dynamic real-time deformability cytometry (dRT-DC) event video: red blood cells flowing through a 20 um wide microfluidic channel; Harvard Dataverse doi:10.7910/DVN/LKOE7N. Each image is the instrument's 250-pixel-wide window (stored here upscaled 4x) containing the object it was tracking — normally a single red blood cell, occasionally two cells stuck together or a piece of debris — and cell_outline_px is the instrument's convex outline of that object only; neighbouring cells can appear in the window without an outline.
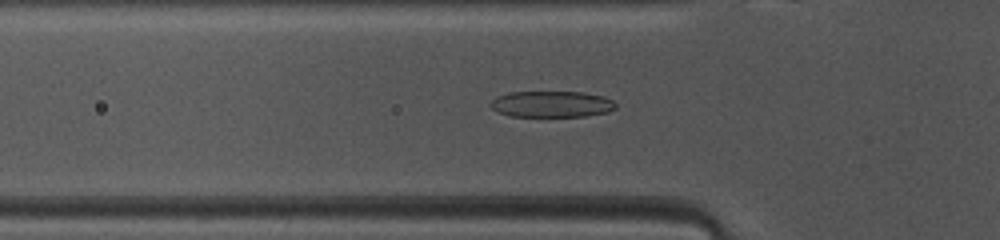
{"species": "common noctule bat (a hibernating species)", "species_latin": "Nyctalus noctula", "temperature_condition": "warm", "stored_images_in_passage": 47, "camera_frame_rate_fps": 3000, "um_per_image_px": 0.085, "animal": {"sex": "female", "body_mass_g": 10.0, "forearm_length_mm": 53.1}, "frame": {"image": 1, "passage_image": 14, "time_ms": 4.333, "image_size_px": [1000, 240], "cell_outline_px": [[616, 108], [608, 112], [584, 116], [508, 116], [492, 108], [488, 104], [496, 96], [508, 92], [584, 92], [604, 96], [612, 100], [616, 104]], "centroid_in_image_um": [46.88, 8.84], "position_along_channel_um": 78.9, "area_um2": 19.19}}
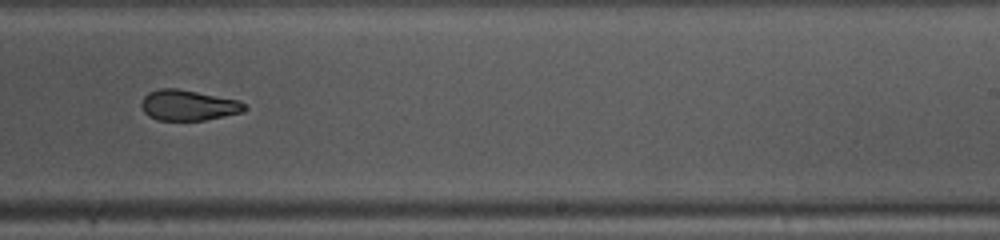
{"frame": {"image": 2, "passage_image": 28, "time_ms": 9.0, "image_size_px": [1000, 240], "cell_outline_px": [[248, 108], [244, 112], [204, 120], [156, 120], [148, 116], [144, 112], [140, 104], [144, 96], [148, 92], [160, 88], [176, 88], [240, 100]], "centroid_in_image_um": [16.0, 8.94], "position_along_channel_um": 273.0, "area_um2": 18.5}}
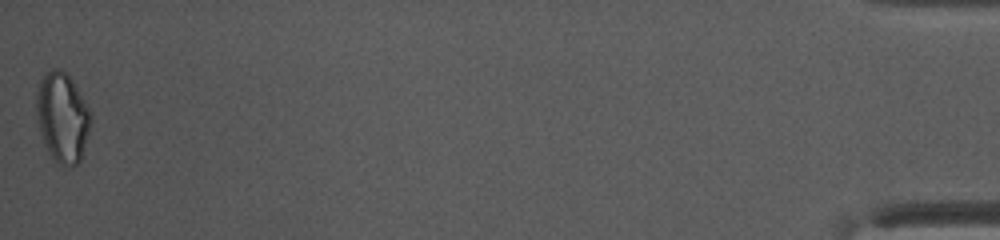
{"frame": {"image": 3, "passage_image": 47, "time_ms": 15.333, "image_size_px": [1000, 240], "cell_outline_px": [[92, 120], [80, 160], [76, 164], [64, 168], [48, 152], [44, 144], [40, 132], [36, 112], [36, 96], [40, 80], [52, 68], [60, 68], [68, 72], [92, 112]], "centroid_in_image_um": [5.32, 9.94], "position_along_channel_um": 429.9, "area_um2": 28.61}, "authors_computed_cell_mechanics": {"area_um2": 19.8254, "velocity_mm_per_s": 4.14, "shape_relaxation_time_tau1_ms": 4.9667, "shape_relaxation_time_tau2_ms": 2.0865, "deformation_change_tau1": 0.1788, "deformation_change_tau2": 0.0918}}